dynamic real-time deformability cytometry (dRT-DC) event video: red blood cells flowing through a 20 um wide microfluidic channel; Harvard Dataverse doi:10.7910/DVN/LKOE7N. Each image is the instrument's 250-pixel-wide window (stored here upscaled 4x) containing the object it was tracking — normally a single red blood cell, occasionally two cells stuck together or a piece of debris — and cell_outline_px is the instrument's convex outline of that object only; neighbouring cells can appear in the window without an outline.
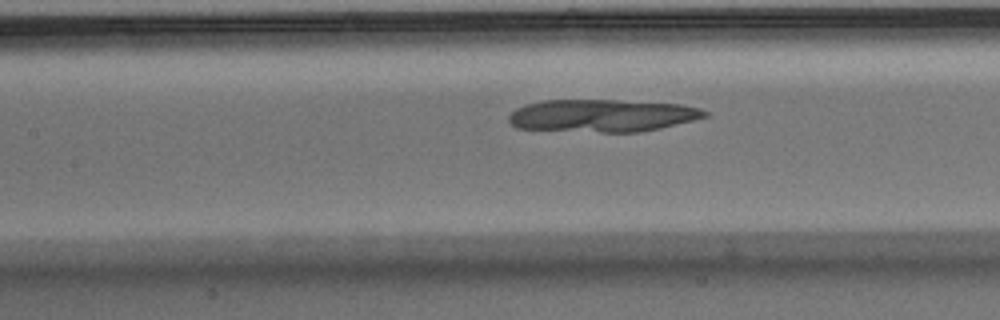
{"species": "Egyptian fruit bat (a non-hibernating species)", "species_latin": "Rousettus aegyptiacus", "temperature_condition": "warm", "stored_images_in_passage": 38, "camera_frame_rate_fps": 3000, "um_per_image_px": 0.085, "animal": {"sex": "male"}, "frame": {"image": 1, "passage_image": 13, "time_ms": 4.0, "image_size_px": [1000, 320], "cell_outline_px": [[708, 116], [660, 128], [640, 132], [600, 132], [516, 128], [508, 120], [508, 116], [516, 108], [524, 104], [544, 100], [616, 100], [680, 104], [700, 108], [708, 112]], "centroid_in_image_um": [51.16, 9.82], "position_along_channel_um": 156.2, "area_um2": 37.11}}
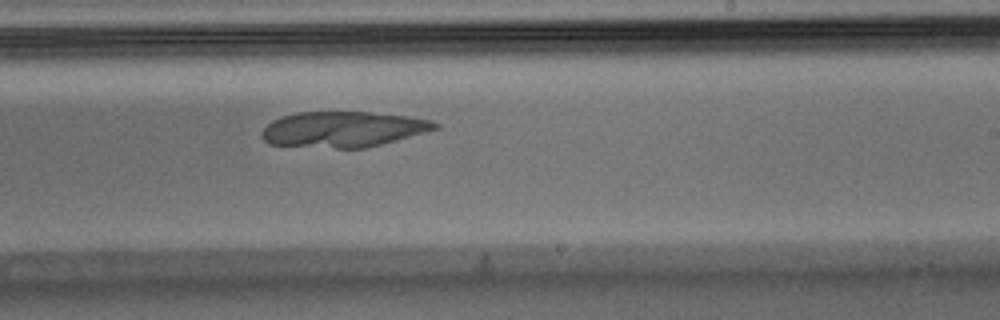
{"frame": {"image": 2, "passage_image": 21, "time_ms": 6.667, "image_size_px": [1000, 320], "cell_outline_px": [[440, 128], [368, 148], [336, 148], [268, 144], [260, 136], [264, 128], [272, 120], [280, 116], [296, 112], [372, 112], [408, 116], [432, 120], [440, 124]], "centroid_in_image_um": [29.18, 10.98], "position_along_channel_um": 259.8, "area_um2": 36.18}}